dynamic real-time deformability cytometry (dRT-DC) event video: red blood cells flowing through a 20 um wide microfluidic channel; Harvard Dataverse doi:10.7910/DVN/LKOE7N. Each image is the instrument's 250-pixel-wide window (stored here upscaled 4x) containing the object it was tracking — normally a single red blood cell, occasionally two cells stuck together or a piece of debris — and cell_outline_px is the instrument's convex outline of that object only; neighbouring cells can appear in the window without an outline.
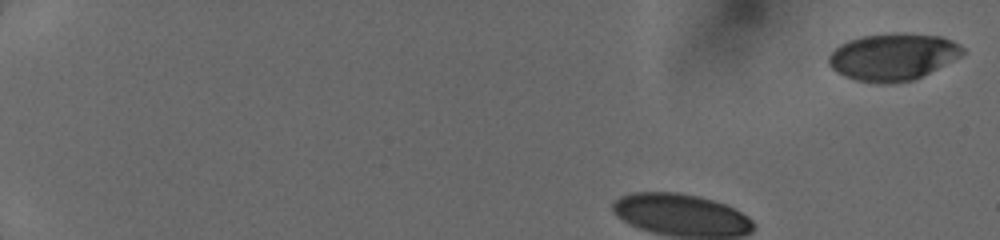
{"species": "human", "species_latin": "Homo sapiens", "temperature_condition": "cold", "stored_images_in_passage": 50, "camera_frame_rate_fps": 3000, "um_per_image_px": 0.085, "donor": {"sex": "female"}, "frame": {"image": 1, "passage_image": 1, "time_ms": 0.0, "image_size_px": [1000, 240], "cell_outline_px": [[968, 52], [912, 80], [884, 84], [880, 84], [856, 80], [844, 76], [836, 72], [828, 64], [828, 56], [840, 44], [848, 40], [864, 36], [896, 32], [904, 32], [940, 36], [952, 40], [960, 44]], "centroid_in_image_um": [75.89, 4.81], "position_along_channel_um": 9.1, "area_um2": 36.7}}
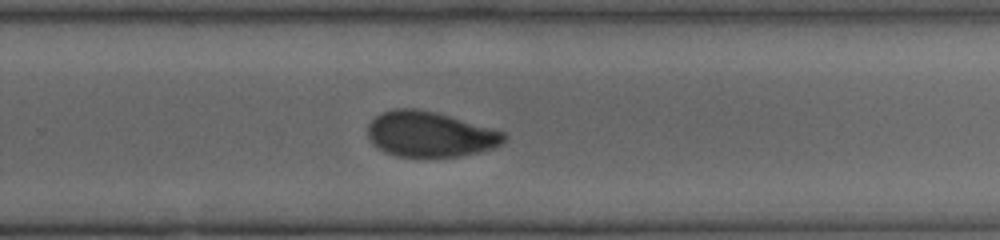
{"frame": {"image": 2, "passage_image": 37, "time_ms": 9.333, "image_size_px": [1000, 240], "cell_outline_px": [[508, 136], [500, 144], [492, 148], [480, 152], [460, 156], [396, 156], [384, 152], [376, 148], [372, 144], [368, 136], [368, 124], [380, 112], [392, 108], [416, 108], [436, 112], [504, 132]], "centroid_in_image_um": [36.5, 11.4], "position_along_channel_um": 293.3, "area_um2": 36.01}}
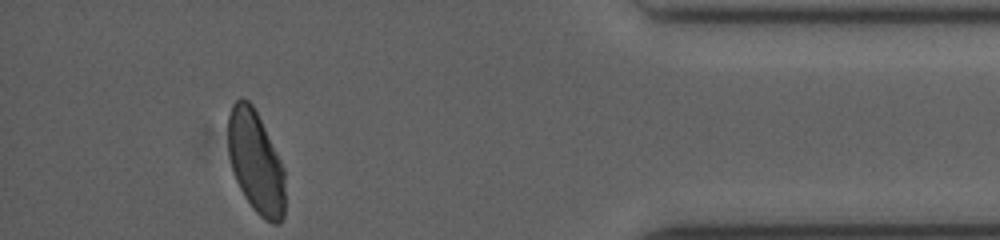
{"frame": {"image": 3, "passage_image": 49, "time_ms": 13.0, "image_size_px": [1000, 240], "cell_outline_px": [[284, 216], [280, 224], [272, 224], [264, 220], [252, 208], [244, 196], [232, 172], [228, 152], [228, 116], [232, 104], [240, 96], [248, 100], [252, 104], [284, 168]], "centroid_in_image_um": [21.72, 13.8], "position_along_channel_um": 413.5, "area_um2": 33.99}}